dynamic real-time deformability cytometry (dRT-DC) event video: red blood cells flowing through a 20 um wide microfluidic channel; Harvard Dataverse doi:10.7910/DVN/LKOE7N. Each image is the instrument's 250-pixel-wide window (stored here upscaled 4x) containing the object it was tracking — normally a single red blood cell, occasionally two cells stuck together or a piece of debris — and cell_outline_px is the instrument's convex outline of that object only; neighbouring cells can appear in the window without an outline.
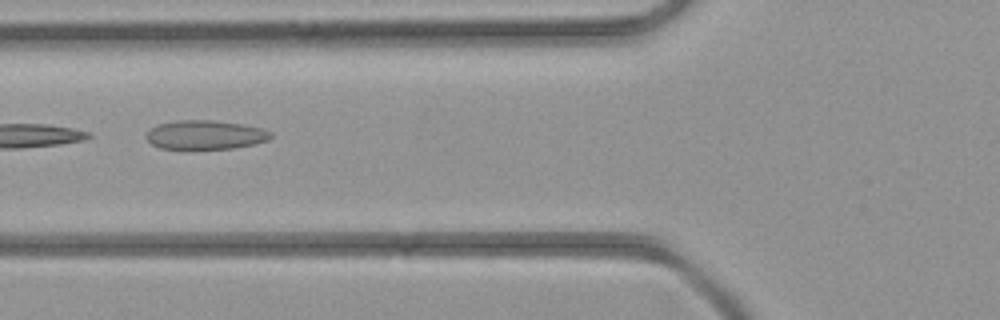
{"species": "common noctule bat (a hibernating species)", "species_latin": "Nyctalus noctula", "temperature_condition": "room temperature", "stored_images_in_passage": 5, "camera_frame_rate_fps": 3000, "um_per_image_px": 0.085, "animal": {"sex": "female", "body_mass_g": 21.9}, "frame": {"image": 1, "passage_image": 5, "time_ms": 4.333, "image_size_px": [1000, 320], "cell_outline_px": [[272, 136], [268, 140], [252, 144], [232, 148], [160, 148], [152, 144], [144, 136], [152, 128], [160, 124], [176, 120], [212, 120], [240, 124], [260, 128], [272, 132]], "centroid_in_image_um": [17.44, 11.45], "position_along_channel_um": 108.4, "area_um2": 20.63}}